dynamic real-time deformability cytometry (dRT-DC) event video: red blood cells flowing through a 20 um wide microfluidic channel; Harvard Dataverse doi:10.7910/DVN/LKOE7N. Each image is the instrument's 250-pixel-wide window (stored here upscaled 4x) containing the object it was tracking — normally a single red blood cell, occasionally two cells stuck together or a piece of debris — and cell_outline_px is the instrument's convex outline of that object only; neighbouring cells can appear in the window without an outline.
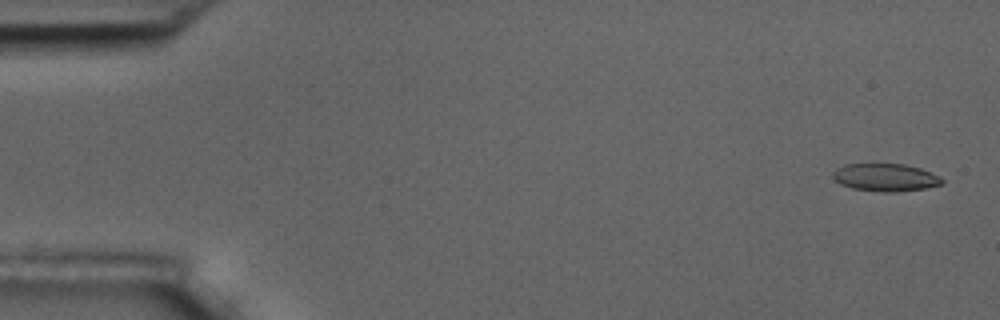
{"species": "common noctule bat (a hibernating species)", "species_latin": "Nyctalus noctula", "temperature_condition": "room temperature", "stored_images_in_passage": 5, "camera_frame_rate_fps": 3000, "um_per_image_px": 0.085, "animal": {"sex": "male", "body_mass_g": 17.5, "forearm_length_mm": 52.3}, "frame": {"image": 1, "passage_image": 1, "time_ms": 0.0, "image_size_px": [1000, 320], "cell_outline_px": [[944, 184], [924, 188], [896, 192], [884, 192], [852, 188], [840, 184], [832, 176], [832, 172], [836, 168], [844, 164], [904, 164], [920, 168], [944, 180]], "centroid_in_image_um": [75.22, 15.08], "position_along_channel_um": 9.8, "area_um2": 17.46}}